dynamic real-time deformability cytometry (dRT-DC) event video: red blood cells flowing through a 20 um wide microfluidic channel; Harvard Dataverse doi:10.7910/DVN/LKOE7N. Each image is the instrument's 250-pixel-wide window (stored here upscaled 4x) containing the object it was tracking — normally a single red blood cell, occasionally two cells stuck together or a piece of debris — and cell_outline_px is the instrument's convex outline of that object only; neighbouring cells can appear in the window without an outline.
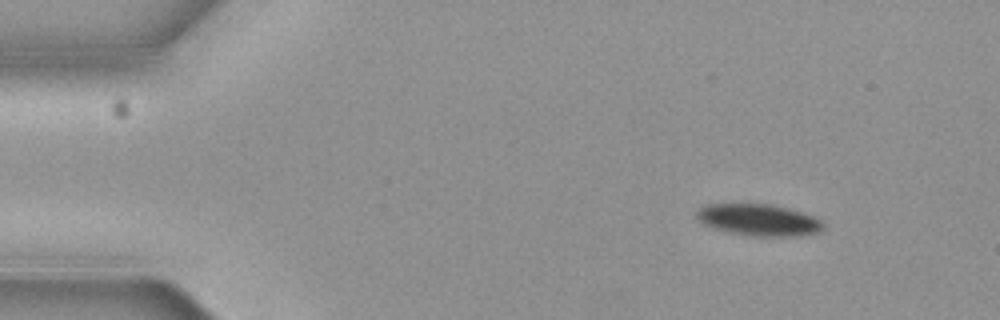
{"species": "common noctule bat (a hibernating species)", "species_latin": "Nyctalus noctula", "temperature_condition": "cold", "stored_images_in_passage": 5, "camera_frame_rate_fps": 3000, "um_per_image_px": 0.085, "animal": {"sex": "female", "body_mass_g": 19.3, "forearm_length_mm": 54.1}, "frame": {"image": 1, "passage_image": 1, "time_ms": 0.0, "image_size_px": [1000, 320], "cell_outline_px": [[824, 228], [816, 232], [800, 236], [756, 236], [728, 232], [712, 228], [704, 224], [696, 216], [696, 212], [704, 204], [772, 204], [788, 208], [812, 216], [820, 220], [824, 224]], "centroid_in_image_um": [64.47, 18.69], "position_along_channel_um": 20.5, "area_um2": 23.24}}
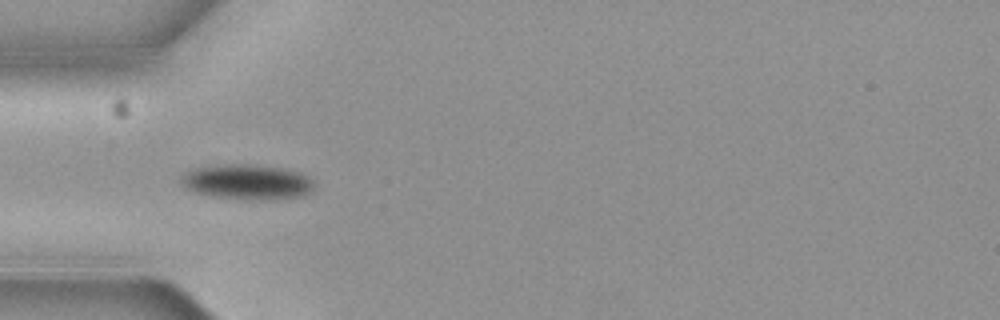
{"frame": {"image": 2, "passage_image": 4, "time_ms": 1.0, "image_size_px": [1000, 320], "cell_outline_px": [[316, 184], [304, 196], [272, 200], [244, 200], [216, 196], [192, 192], [180, 180], [188, 172], [196, 168], [228, 164], [248, 164], [288, 168], [300, 172], [308, 176]], "centroid_in_image_um": [21.11, 15.47], "position_along_channel_um": 63.9, "area_um2": 27.28}}
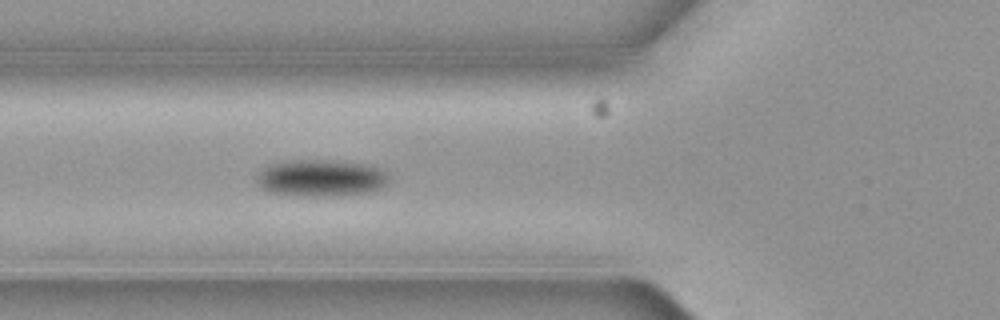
{"frame": {"image": 3, "passage_image": 5, "time_ms": 1.333, "image_size_px": [1000, 320], "cell_outline_px": [[388, 180], [380, 188], [372, 192], [336, 196], [300, 196], [268, 192], [260, 188], [256, 180], [256, 176], [268, 164], [292, 160], [324, 160], [364, 164], [380, 168], [388, 172]], "centroid_in_image_um": [27.26, 15.14], "position_along_channel_um": 98.5, "area_um2": 28.55}}